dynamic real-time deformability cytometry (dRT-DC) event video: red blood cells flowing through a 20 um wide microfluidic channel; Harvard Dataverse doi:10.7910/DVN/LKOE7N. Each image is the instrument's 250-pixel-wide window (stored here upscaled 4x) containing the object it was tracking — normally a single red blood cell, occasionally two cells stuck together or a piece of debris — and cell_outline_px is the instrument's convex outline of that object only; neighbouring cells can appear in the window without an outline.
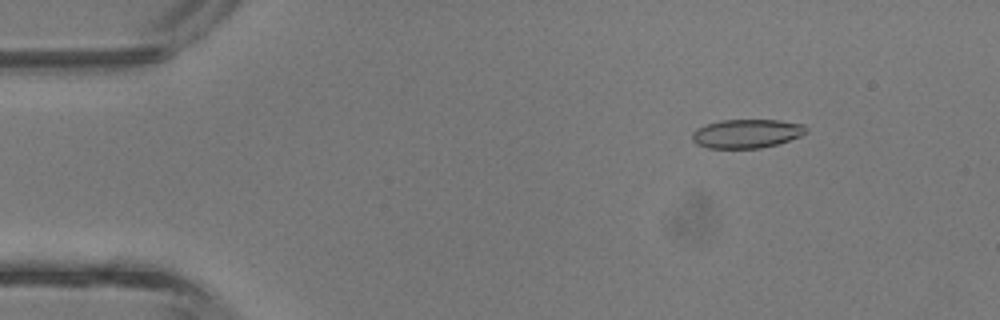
{"species": "common noctule bat (a hibernating species)", "species_latin": "Nyctalus noctula", "temperature_condition": "room temperature", "stored_images_in_passage": 43, "camera_frame_rate_fps": 3000, "um_per_image_px": 0.085, "animal": {"sex": "male", "body_mass_g": 13.3}, "frame": {"image": 1, "passage_image": 6, "time_ms": 1.667, "image_size_px": [1000, 320], "cell_outline_px": [[808, 132], [800, 136], [776, 144], [760, 148], [708, 148], [696, 144], [692, 140], [692, 132], [696, 128], [720, 120], [780, 120], [804, 124], [808, 128]], "centroid_in_image_um": [63.47, 11.35], "position_along_channel_um": 21.5, "area_um2": 19.19}}
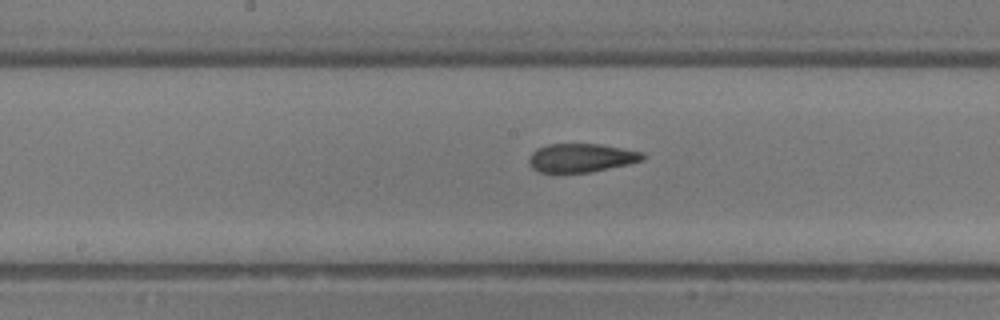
{"frame": {"image": 2, "passage_image": 22, "time_ms": 7.0, "image_size_px": [1000, 320], "cell_outline_px": [[644, 160], [628, 164], [592, 172], [540, 172], [532, 168], [528, 164], [528, 160], [532, 152], [536, 148], [548, 144], [600, 144], [644, 152]], "centroid_in_image_um": [49.4, 13.41], "position_along_channel_um": 198.8, "area_um2": 19.02}}
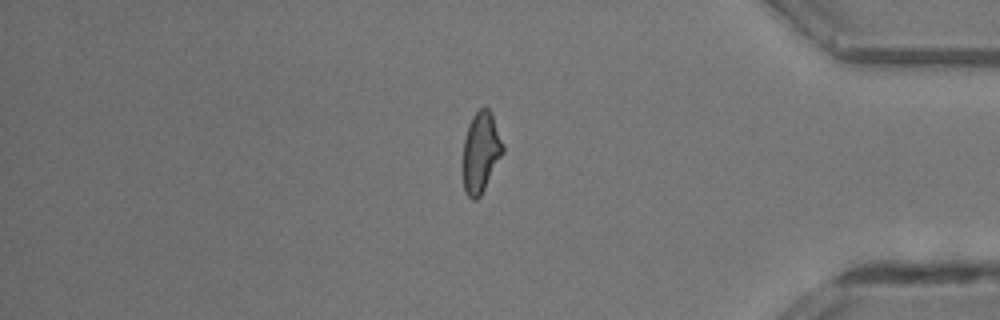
{"frame": {"image": 3, "passage_image": 36, "time_ms": 11.667, "image_size_px": [1000, 320], "cell_outline_px": [[504, 152], [480, 196], [476, 200], [472, 200], [468, 196], [464, 188], [464, 140], [468, 124], [472, 116], [480, 108], [488, 108], [492, 112], [504, 144]], "centroid_in_image_um": [40.9, 12.9], "position_along_channel_um": 394.3, "area_um2": 18.67}, "authors_computed_cell_mechanics": {"area_um2": 19.3052, "velocity_mm_per_s": 4.8498, "shape_relaxation_time_tau1_ms": 4.2139, "shape_relaxation_time_tau2_ms": 1.7036, "deformation_change_tau1": 0.1676, "deformation_change_tau2": 0.1055}}